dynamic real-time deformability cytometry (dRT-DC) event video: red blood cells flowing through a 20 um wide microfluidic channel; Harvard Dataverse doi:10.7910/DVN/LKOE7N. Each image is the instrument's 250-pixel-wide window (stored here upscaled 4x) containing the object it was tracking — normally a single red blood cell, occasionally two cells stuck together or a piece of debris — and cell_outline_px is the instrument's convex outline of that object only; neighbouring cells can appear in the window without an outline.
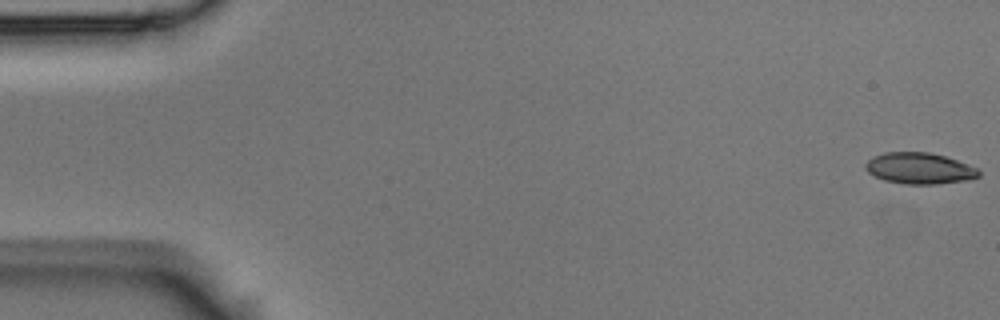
{"species": "Egyptian fruit bat (a non-hibernating species)", "species_latin": "Rousettus aegyptiacus", "temperature_condition": "room temperature", "stored_images_in_passage": 54, "camera_frame_rate_fps": 3000, "um_per_image_px": 0.085, "animal": {"sex": "male"}, "frame": {"image": 1, "passage_image": 1, "time_ms": 0.0, "image_size_px": [1000, 320], "cell_outline_px": [[980, 176], [964, 180], [936, 184], [904, 184], [884, 180], [868, 172], [864, 168], [864, 164], [872, 156], [884, 152], [928, 152], [944, 156], [956, 160], [976, 168], [980, 172]], "centroid_in_image_um": [78.1, 14.3], "position_along_channel_um": 6.9, "area_um2": 20.46}}
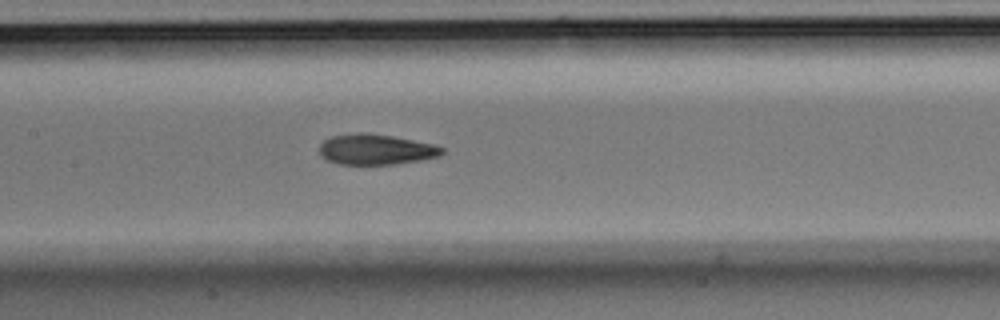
{"frame": {"image": 2, "passage_image": 26, "time_ms": 8.333, "image_size_px": [1000, 320], "cell_outline_px": [[444, 152], [440, 156], [420, 160], [396, 164], [340, 164], [328, 160], [320, 156], [320, 144], [324, 140], [332, 136], [356, 132], [368, 132], [392, 136], [436, 144], [444, 148]], "centroid_in_image_um": [31.97, 12.69], "position_along_channel_um": 175.4, "area_um2": 21.96}}
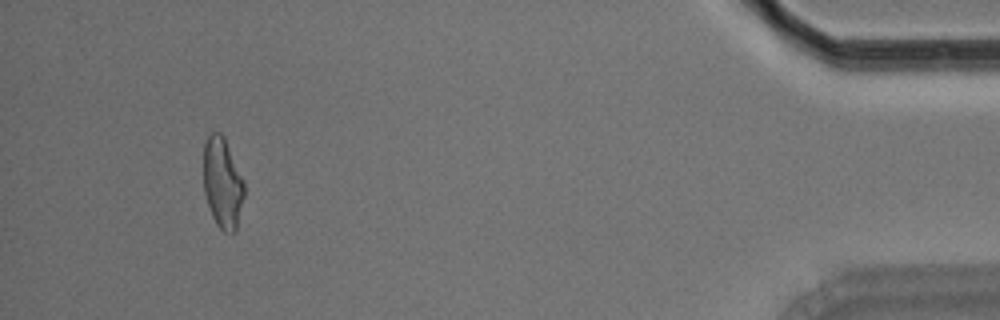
{"frame": {"image": 3, "passage_image": 51, "time_ms": 16.667, "image_size_px": [1000, 320], "cell_outline_px": [[244, 196], [236, 228], [232, 232], [224, 232], [216, 224], [212, 216], [204, 192], [204, 144], [208, 136], [212, 132], [220, 132], [224, 136], [244, 180]], "centroid_in_image_um": [18.91, 15.53], "position_along_channel_um": 416.3, "area_um2": 21.39}, "authors_computed_cell_mechanics": {"area_um2": 21.9062, "velocity_mm_per_s": 3.7145, "shape_relaxation_time_tau1_ms": 4.046, "shape_relaxation_time_tau2_ms": 2.455, "deformation_change_tau1": 0.1893, "deformation_change_tau2": 0.1113}}